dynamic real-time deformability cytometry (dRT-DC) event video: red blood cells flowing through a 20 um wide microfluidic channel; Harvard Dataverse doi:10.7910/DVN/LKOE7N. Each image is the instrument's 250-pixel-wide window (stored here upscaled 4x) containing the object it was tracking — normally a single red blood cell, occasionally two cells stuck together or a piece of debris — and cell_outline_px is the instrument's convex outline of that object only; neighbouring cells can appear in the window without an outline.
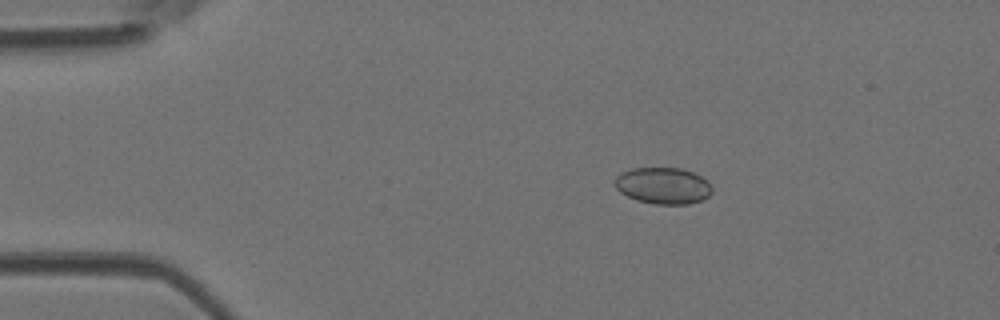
{"species": "Egyptian fruit bat (a non-hibernating species)", "species_latin": "Rousettus aegyptiacus", "temperature_condition": "room temperature", "stored_images_in_passage": 4, "camera_frame_rate_fps": 3000, "um_per_image_px": 0.085, "animal": {"sex": "female"}, "frame": {"image": 1, "passage_image": 1, "time_ms": 0.0, "image_size_px": [1000, 320], "cell_outline_px": [[712, 192], [708, 196], [700, 200], [688, 204], [656, 204], [636, 200], [620, 192], [612, 184], [616, 176], [620, 172], [632, 168], [680, 168], [692, 172], [700, 176], [712, 188]], "centroid_in_image_um": [56.3, 15.78], "position_along_channel_um": 28.7, "area_um2": 20.63}}
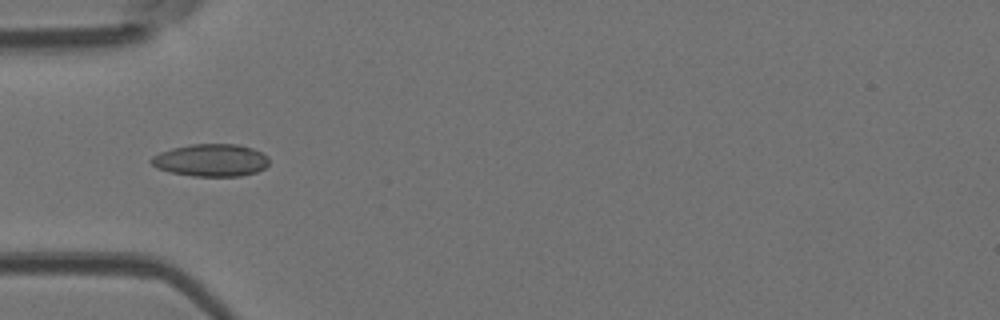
{"frame": {"image": 2, "passage_image": 3, "time_ms": 0.667, "image_size_px": [1000, 320], "cell_outline_px": [[268, 164], [264, 168], [256, 172], [240, 176], [192, 176], [168, 172], [156, 168], [148, 160], [152, 156], [160, 152], [172, 148], [192, 144], [236, 144], [252, 148], [268, 156]], "centroid_in_image_um": [17.89, 13.62], "position_along_channel_um": 67.1, "area_um2": 22.37}}
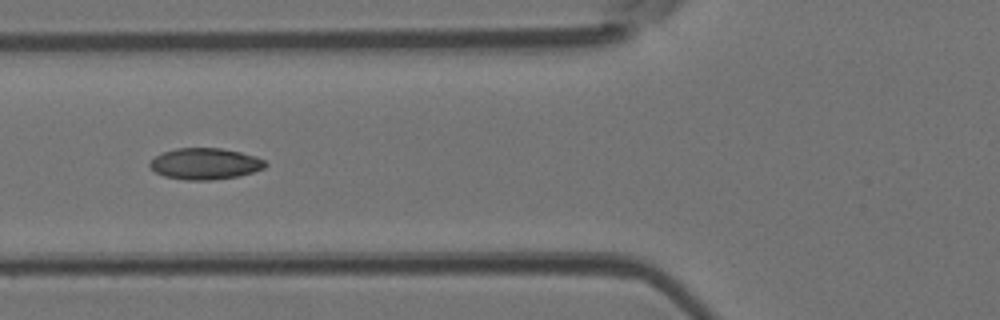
{"frame": {"image": 3, "passage_image": 4, "time_ms": 1.0, "image_size_px": [1000, 320], "cell_outline_px": [[268, 164], [264, 168], [240, 176], [212, 180], [184, 180], [164, 176], [156, 172], [148, 164], [156, 156], [164, 152], [176, 148], [220, 148], [240, 152], [256, 156], [264, 160]], "centroid_in_image_um": [17.45, 13.92], "position_along_channel_um": 108.3, "area_um2": 21.04}}